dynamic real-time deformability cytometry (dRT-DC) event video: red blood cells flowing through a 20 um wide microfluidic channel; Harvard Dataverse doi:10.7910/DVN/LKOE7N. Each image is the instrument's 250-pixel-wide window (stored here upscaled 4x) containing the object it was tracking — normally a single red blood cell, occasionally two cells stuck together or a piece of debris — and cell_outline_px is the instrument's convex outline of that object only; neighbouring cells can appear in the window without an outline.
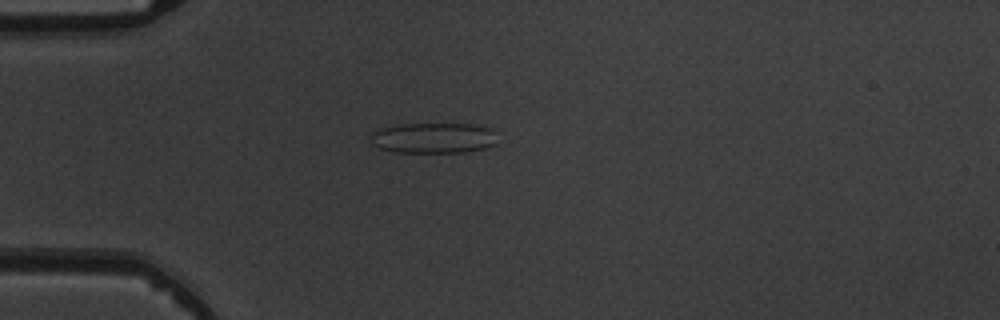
{"species": "common noctule bat (a hibernating species)", "species_latin": "Nyctalus noctula", "temperature_condition": "warm", "stored_images_in_passage": 6, "camera_frame_rate_fps": 3000, "um_per_image_px": 0.085, "animal": {"sex": "male", "body_mass_g": 19.5, "forearm_length_mm": 54.6}, "frame": {"image": 1, "passage_image": 6, "time_ms": 6.0, "image_size_px": [1000, 320], "cell_outline_px": [[496, 144], [484, 148], [464, 152], [396, 152], [380, 148], [372, 144], [368, 140], [368, 136], [372, 132], [380, 128], [400, 124], [472, 124], [488, 128], [496, 132]], "centroid_in_image_um": [36.8, 11.72], "position_along_channel_um": 48.2, "area_um2": 22.72}}